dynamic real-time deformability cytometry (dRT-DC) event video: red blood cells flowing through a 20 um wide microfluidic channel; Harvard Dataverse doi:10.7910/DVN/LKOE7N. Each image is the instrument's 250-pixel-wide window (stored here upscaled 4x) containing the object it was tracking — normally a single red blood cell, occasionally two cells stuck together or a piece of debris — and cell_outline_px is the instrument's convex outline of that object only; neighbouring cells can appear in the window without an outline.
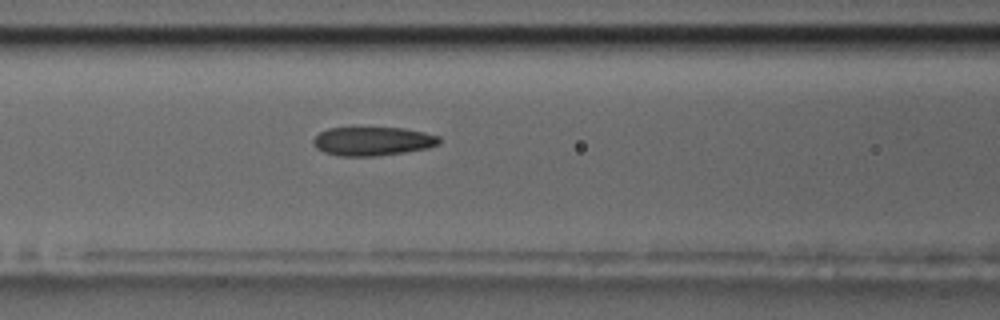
{"species": "common noctule bat (a hibernating species)", "species_latin": "Nyctalus noctula", "temperature_condition": "room temperature", "stored_images_in_passage": 31, "camera_frame_rate_fps": 3000, "um_per_image_px": 0.085, "animal": {"sex": "male", "body_mass_g": 17.5, "forearm_length_mm": 52.3}, "frame": {"image": 1, "passage_image": 6, "time_ms": 1.667, "image_size_px": [1000, 320], "cell_outline_px": [[440, 144], [428, 148], [404, 152], [376, 156], [336, 156], [324, 152], [316, 148], [312, 144], [312, 140], [320, 132], [328, 128], [404, 128], [424, 132], [440, 136]], "centroid_in_image_um": [31.67, 12.01], "position_along_channel_um": 134.9, "area_um2": 21.21}}
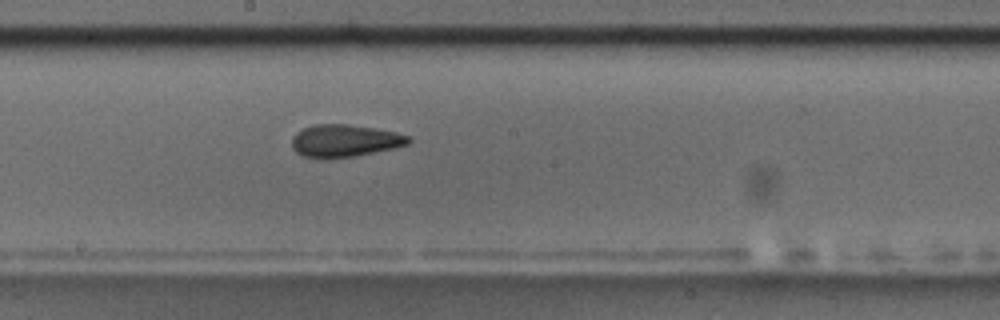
{"frame": {"image": 2, "passage_image": 13, "time_ms": 4.0, "image_size_px": [1000, 320], "cell_outline_px": [[412, 140], [408, 144], [392, 148], [352, 156], [328, 160], [320, 160], [304, 156], [296, 152], [292, 148], [292, 136], [296, 132], [304, 128], [316, 124], [348, 124], [396, 132], [412, 136]], "centroid_in_image_um": [29.26, 11.98], "position_along_channel_um": 218.9, "area_um2": 22.2}}
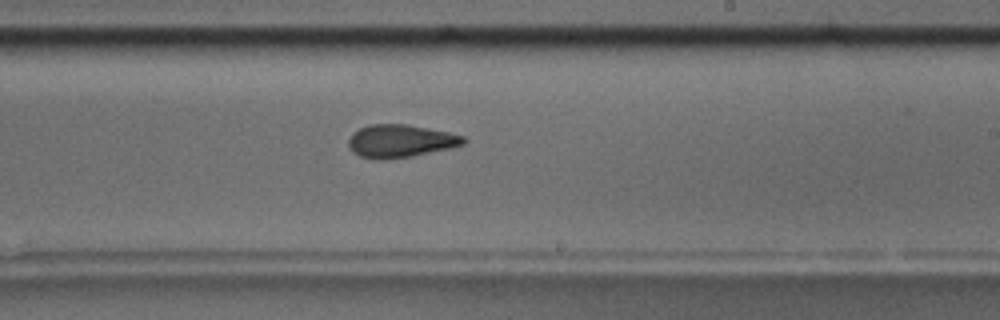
{"frame": {"image": 3, "passage_image": 16, "time_ms": 5.0, "image_size_px": [1000, 320], "cell_outline_px": [[468, 140], [464, 144], [448, 148], [412, 156], [384, 160], [360, 156], [352, 152], [348, 148], [348, 140], [352, 132], [368, 124], [404, 124], [448, 132], [464, 136]], "centroid_in_image_um": [33.99, 11.98], "position_along_channel_um": 255.0, "area_um2": 21.96}}